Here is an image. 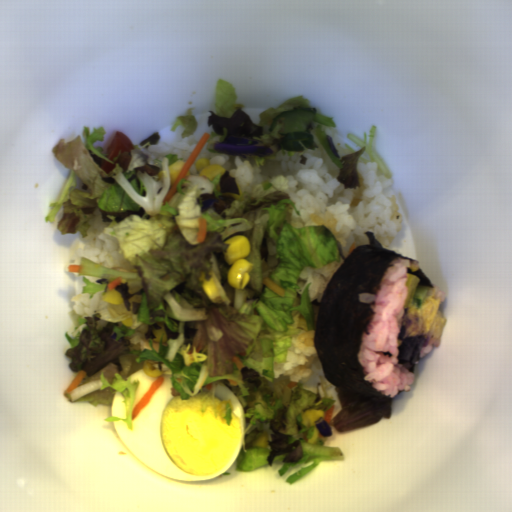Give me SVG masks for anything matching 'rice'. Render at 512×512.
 Returning <instances> with one entry per match:
<instances>
[{
	"instance_id": "obj_1",
	"label": "rice",
	"mask_w": 512,
	"mask_h": 512,
	"mask_svg": "<svg viewBox=\"0 0 512 512\" xmlns=\"http://www.w3.org/2000/svg\"><path fill=\"white\" fill-rule=\"evenodd\" d=\"M219 136L207 140L190 167V174L199 175L195 163L208 158L211 165L224 167L236 178L245 194L257 185L270 182L276 189L288 194L300 212L292 211V224L297 227L325 226L342 244L345 259L357 247L377 245L389 248L403 227L404 217L399 211L395 195H386L392 179L377 174L378 162H357L356 169L363 182L357 205H352L354 194L343 189L328 172L317 148L289 155L280 150L273 159L257 165L255 158H242L208 152L209 145L218 143Z\"/></svg>"
},
{
	"instance_id": "obj_2",
	"label": "rice",
	"mask_w": 512,
	"mask_h": 512,
	"mask_svg": "<svg viewBox=\"0 0 512 512\" xmlns=\"http://www.w3.org/2000/svg\"><path fill=\"white\" fill-rule=\"evenodd\" d=\"M419 267V262L397 258L386 268L377 294L360 292L358 296L363 304L374 302L372 318L360 344L364 380L391 398L408 391L414 383L415 372L408 371L397 357L398 347L412 324L408 308H404L409 292L407 270L418 271Z\"/></svg>"
},
{
	"instance_id": "obj_3",
	"label": "rice",
	"mask_w": 512,
	"mask_h": 512,
	"mask_svg": "<svg viewBox=\"0 0 512 512\" xmlns=\"http://www.w3.org/2000/svg\"><path fill=\"white\" fill-rule=\"evenodd\" d=\"M104 215L100 210H93L88 219L90 227L87 237H78L73 241L68 254V265H79L82 257L104 266H124L133 268L132 263L122 253L118 239L105 232Z\"/></svg>"
},
{
	"instance_id": "obj_4",
	"label": "rice",
	"mask_w": 512,
	"mask_h": 512,
	"mask_svg": "<svg viewBox=\"0 0 512 512\" xmlns=\"http://www.w3.org/2000/svg\"><path fill=\"white\" fill-rule=\"evenodd\" d=\"M424 343L420 349L419 359H422L428 352L433 350L434 348H439L440 346V336L439 337H423Z\"/></svg>"
},
{
	"instance_id": "obj_5",
	"label": "rice",
	"mask_w": 512,
	"mask_h": 512,
	"mask_svg": "<svg viewBox=\"0 0 512 512\" xmlns=\"http://www.w3.org/2000/svg\"><path fill=\"white\" fill-rule=\"evenodd\" d=\"M426 296H432V297H435L436 299H438L439 305L442 304L443 302H445V299H446L444 290H442L438 287H433V288L427 289Z\"/></svg>"
}]
</instances>
